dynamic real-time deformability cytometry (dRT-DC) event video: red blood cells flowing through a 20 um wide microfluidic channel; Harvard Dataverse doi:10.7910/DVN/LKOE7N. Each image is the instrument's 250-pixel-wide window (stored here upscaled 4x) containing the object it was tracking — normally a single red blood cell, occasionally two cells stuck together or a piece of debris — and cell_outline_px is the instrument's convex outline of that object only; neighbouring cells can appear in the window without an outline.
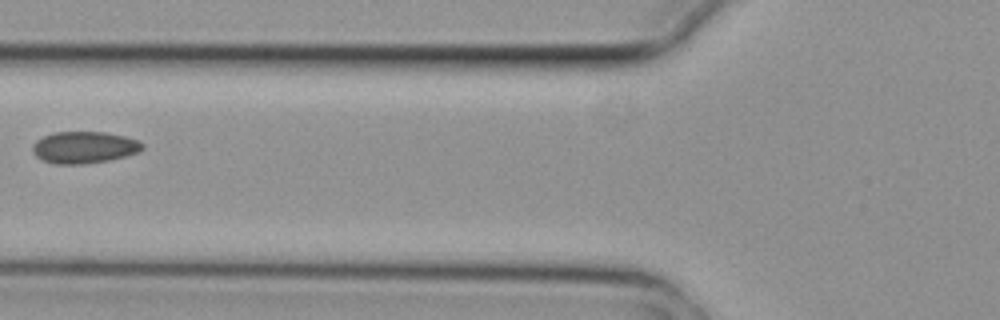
{"species": "common noctule bat (a hibernating species)", "species_latin": "Nyctalus noctula", "temperature_condition": "cold", "stored_images_in_passage": 5, "camera_frame_rate_fps": 3000, "um_per_image_px": 0.085, "animal": {"sex": "female", "body_mass_g": 29.2, "forearm_length_mm": 56.3}, "frame": {"image": 1, "passage_image": 4, "time_ms": 1.0, "image_size_px": [1000, 320], "cell_outline_px": [[144, 148], [136, 152], [124, 156], [108, 160], [84, 164], [56, 164], [44, 160], [36, 156], [32, 152], [32, 144], [36, 140], [52, 132], [104, 132], [124, 136], [140, 140], [144, 144]], "centroid_in_image_um": [7.14, 12.52], "position_along_channel_um": 118.7, "area_um2": 20.35}}
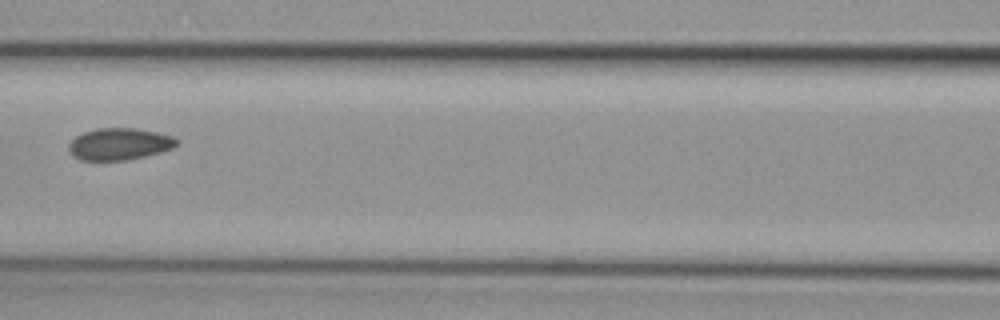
{"frame": {"image": 2, "passage_image": 5, "time_ms": 1.333, "image_size_px": [1000, 320], "cell_outline_px": [[180, 140], [172, 148], [160, 152], [128, 160], [80, 160], [72, 156], [68, 148], [68, 144], [76, 136], [84, 132], [96, 128], [136, 128], [156, 132], [172, 136]], "centroid_in_image_um": [10.12, 12.24], "position_along_channel_um": 156.5, "area_um2": 20.06}}